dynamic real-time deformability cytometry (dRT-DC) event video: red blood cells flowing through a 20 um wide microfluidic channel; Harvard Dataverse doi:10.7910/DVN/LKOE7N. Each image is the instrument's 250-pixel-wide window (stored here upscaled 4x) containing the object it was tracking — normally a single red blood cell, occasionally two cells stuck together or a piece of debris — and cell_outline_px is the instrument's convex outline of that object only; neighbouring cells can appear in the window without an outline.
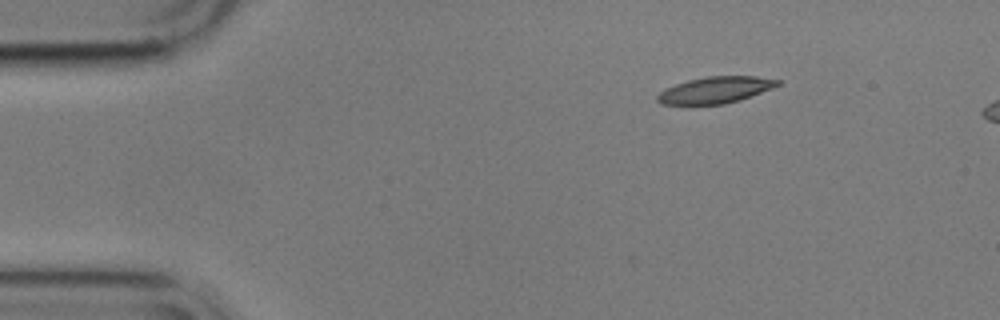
{"species": "common noctule bat (a hibernating species)", "species_latin": "Nyctalus noctula", "temperature_condition": "cold", "stored_images_in_passage": 51, "camera_frame_rate_fps": 3000, "um_per_image_px": 0.085, "animal": {"sex": "male", "body_mass_g": 17.9}, "frame": {"image": 1, "passage_image": 1, "time_ms": 0.0, "image_size_px": [1000, 320], "cell_outline_px": [[780, 84], [772, 88], [740, 100], [724, 104], [660, 104], [656, 100], [656, 96], [664, 88], [688, 80], [708, 76], [756, 76], [780, 80]], "centroid_in_image_um": [60.79, 7.64], "position_along_channel_um": 24.2, "area_um2": 18.5}}
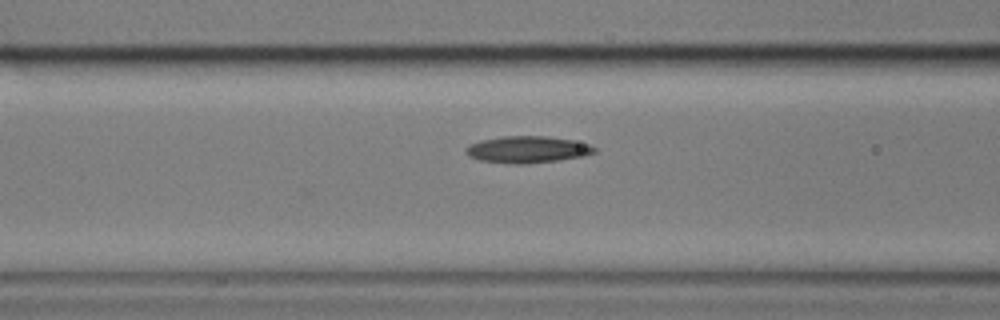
{"frame": {"image": 2, "passage_image": 15, "time_ms": 4.667, "image_size_px": [1000, 320], "cell_outline_px": [[596, 152], [584, 156], [560, 160], [528, 164], [512, 164], [480, 160], [468, 156], [464, 152], [464, 148], [480, 140], [504, 136], [548, 136], [572, 140], [588, 144], [596, 148]], "centroid_in_image_um": [44.82, 12.71], "position_along_channel_um": 121.8, "area_um2": 20.17}}
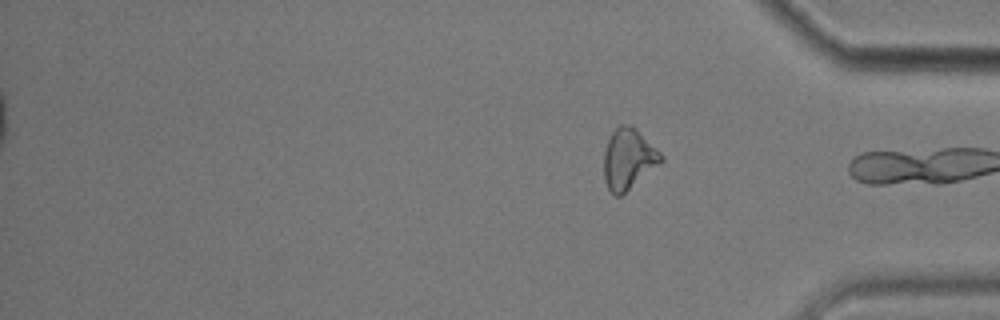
{"frame": {"image": 3, "passage_image": 51, "time_ms": 16.667, "image_size_px": [1000, 320], "cell_outline_px": [[664, 160], [660, 164], [620, 196], [616, 196], [608, 188], [604, 180], [604, 152], [608, 140], [612, 132], [620, 124], [628, 124], [636, 128], [664, 156]], "centroid_in_image_um": [53.42, 13.5], "position_along_channel_um": 381.8, "area_um2": 20.06}, "authors_computed_cell_mechanics": {"area_um2": 19.2474, "velocity_mm_per_s": 3.5271, "shape_relaxation_time_tau1_ms": 6.9713, "shape_relaxation_time_tau2_ms": null, "deformation_change_tau1": 0.1454, "deformation_change_tau2": null}}